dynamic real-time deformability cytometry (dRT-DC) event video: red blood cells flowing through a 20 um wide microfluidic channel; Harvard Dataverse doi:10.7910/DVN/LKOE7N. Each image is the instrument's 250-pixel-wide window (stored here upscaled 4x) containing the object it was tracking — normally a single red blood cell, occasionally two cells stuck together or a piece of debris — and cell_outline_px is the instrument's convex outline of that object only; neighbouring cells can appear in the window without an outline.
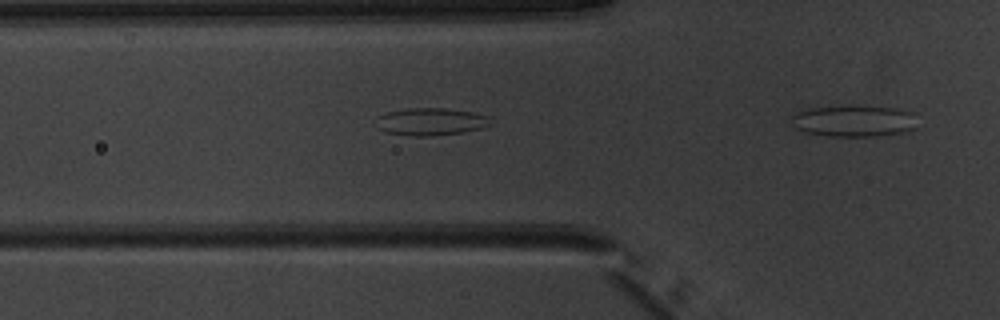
{"species": "common noctule bat (a hibernating species)", "species_latin": "Nyctalus noctula", "temperature_condition": "warm", "stored_images_in_passage": 14, "camera_frame_rate_fps": 3000, "um_per_image_px": 0.085, "animal": {"sex": "male", "body_mass_g": 20.1, "forearm_length_mm": 53.5}, "frame": {"image": 1, "passage_image": 7, "time_ms": 2.0, "image_size_px": [1000, 320], "cell_outline_px": [[492, 124], [480, 128], [464, 132], [428, 136], [416, 136], [388, 132], [376, 128], [372, 120], [376, 116], [388, 112], [408, 108], [444, 108], [472, 112], [488, 116], [492, 120]], "centroid_in_image_um": [36.56, 10.33], "position_along_channel_um": 89.2, "area_um2": 18.44}}
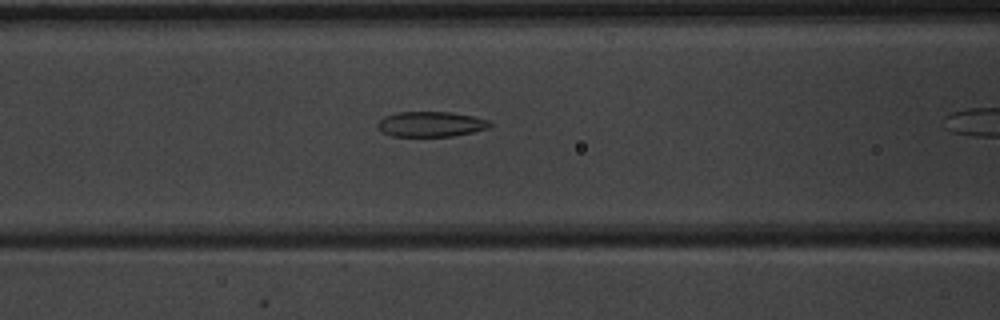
{"frame": {"image": 2, "passage_image": 10, "time_ms": 3.0, "image_size_px": [1000, 320], "cell_outline_px": [[492, 124], [488, 128], [472, 132], [452, 136], [392, 136], [384, 132], [376, 124], [384, 116], [400, 112], [452, 112], [472, 116], [488, 120]], "centroid_in_image_um": [36.63, 10.55], "position_along_channel_um": 130.0, "area_um2": 16.3}}